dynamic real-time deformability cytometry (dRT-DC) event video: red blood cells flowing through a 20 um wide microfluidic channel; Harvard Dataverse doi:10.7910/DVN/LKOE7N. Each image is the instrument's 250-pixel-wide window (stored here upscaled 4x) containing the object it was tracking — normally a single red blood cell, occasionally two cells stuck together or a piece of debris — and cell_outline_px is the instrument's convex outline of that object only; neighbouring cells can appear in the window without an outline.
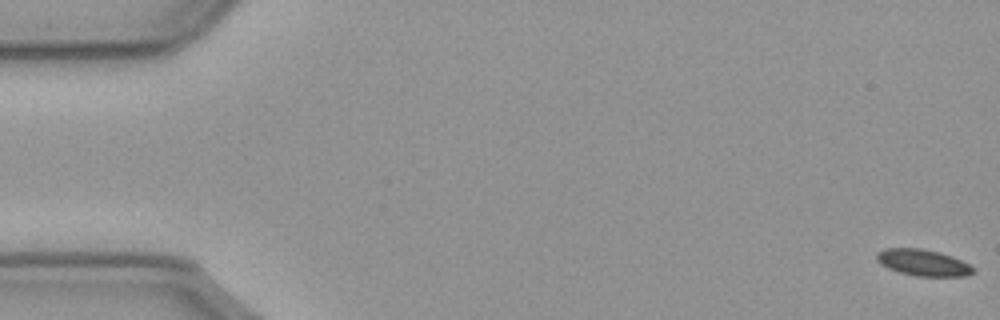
{"species": "common noctule bat (a hibernating species)", "species_latin": "Nyctalus noctula", "temperature_condition": "cold", "stored_images_in_passage": 58, "camera_frame_rate_fps": 3000, "um_per_image_px": 0.085, "animal": {"sex": "male", "body_mass_g": 23.1, "forearm_length_mm": 52.7}, "frame": {"image": 1, "passage_image": 1, "time_ms": 0.0, "image_size_px": [1000, 320], "cell_outline_px": [[976, 272], [968, 276], [916, 276], [900, 272], [888, 268], [880, 264], [876, 260], [876, 252], [884, 248], [920, 248], [940, 252], [952, 256], [976, 268]], "centroid_in_image_um": [78.46, 22.32], "position_along_channel_um": 6.5, "area_um2": 15.03}}
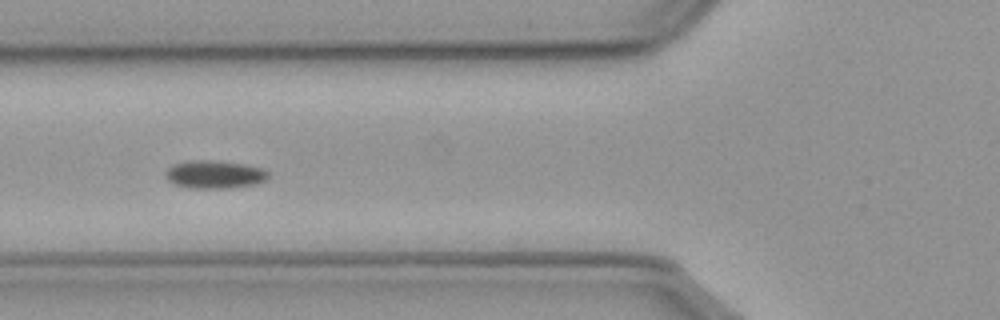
{"frame": {"image": 2, "passage_image": 22, "time_ms": 7.0, "image_size_px": [1000, 320], "cell_outline_px": [[268, 176], [264, 180], [256, 184], [228, 188], [188, 188], [176, 184], [168, 180], [164, 176], [164, 172], [168, 168], [176, 164], [188, 160], [212, 160], [244, 164], [264, 168], [268, 172]], "centroid_in_image_um": [18.23, 14.82], "position_along_channel_um": 107.6, "area_um2": 16.76}}
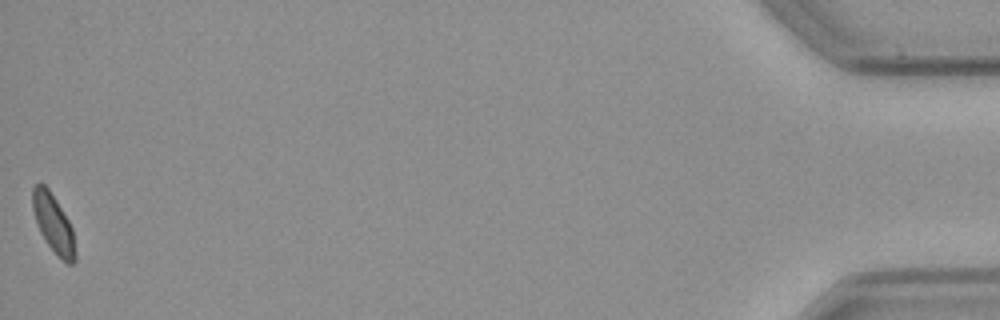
{"frame": {"image": 3, "passage_image": 58, "time_ms": 19.0, "image_size_px": [1000, 320], "cell_outline_px": [[76, 260], [72, 264], [68, 264], [48, 244], [40, 232], [32, 208], [32, 188], [36, 184], [44, 184], [48, 188], [56, 200], [68, 220], [72, 228], [76, 252]], "centroid_in_image_um": [4.54, 18.98], "position_along_channel_um": 430.7, "area_um2": 14.16}}